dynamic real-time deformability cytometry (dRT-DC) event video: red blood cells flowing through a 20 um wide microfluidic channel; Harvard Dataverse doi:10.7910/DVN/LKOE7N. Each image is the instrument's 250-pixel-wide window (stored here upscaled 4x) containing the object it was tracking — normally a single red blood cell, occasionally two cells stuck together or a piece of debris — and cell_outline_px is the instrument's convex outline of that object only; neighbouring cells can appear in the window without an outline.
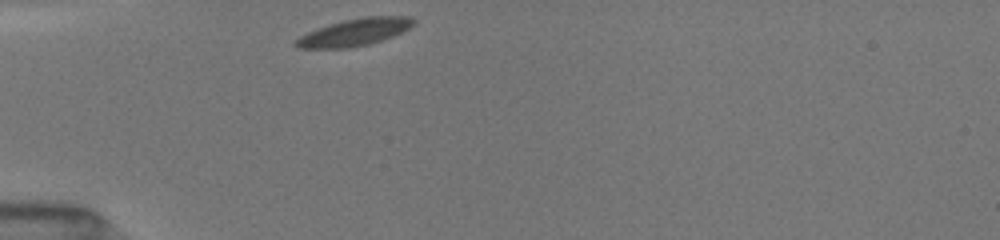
{"species": "common noctule bat (a hibernating species)", "species_latin": "Nyctalus noctula", "temperature_condition": "room temperature", "stored_images_in_passage": 9, "camera_frame_rate_fps": 3000, "um_per_image_px": 0.085, "animal": {"sex": "female", "body_mass_g": 19.5, "forearm_length_mm": 54.1}, "frame": {"image": 1, "passage_image": 1, "time_ms": 0.0, "image_size_px": [1000, 240], "cell_outline_px": [[416, 24], [392, 36], [368, 44], [348, 48], [296, 48], [292, 44], [300, 36], [308, 32], [328, 24], [344, 20], [364, 16], [408, 16], [416, 20]], "centroid_in_image_um": [30.12, 2.73], "position_along_channel_um": 54.9, "area_um2": 18.55}}
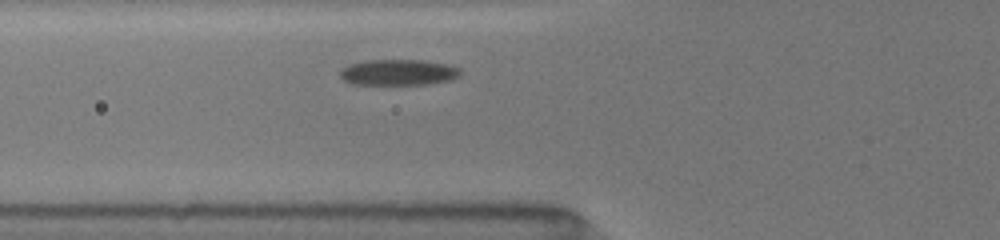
{"frame": {"image": 2, "passage_image": 7, "time_ms": 1.333, "image_size_px": [1000, 240], "cell_outline_px": [[460, 76], [452, 80], [428, 84], [352, 84], [344, 80], [340, 76], [340, 68], [348, 64], [368, 60], [424, 60], [448, 64], [460, 68]], "centroid_in_image_um": [33.87, 6.14], "position_along_channel_um": 91.9, "area_um2": 18.32}}